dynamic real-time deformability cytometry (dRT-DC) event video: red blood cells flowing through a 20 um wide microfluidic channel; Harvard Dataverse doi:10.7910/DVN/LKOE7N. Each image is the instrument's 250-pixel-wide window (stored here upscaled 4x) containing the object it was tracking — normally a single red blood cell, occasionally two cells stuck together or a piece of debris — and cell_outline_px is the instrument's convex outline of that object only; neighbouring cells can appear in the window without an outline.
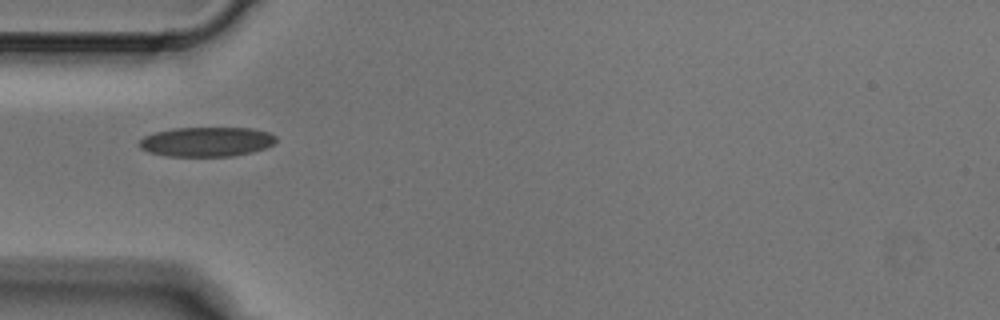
{"species": "Egyptian fruit bat (a non-hibernating species)", "species_latin": "Rousettus aegyptiacus", "temperature_condition": "cold", "stored_images_in_passage": 1, "camera_frame_rate_fps": 3000, "um_per_image_px": 0.085, "animal": {"sex": "male"}, "frame": {"image": 1, "passage_image": 1, "time_ms": 0.0, "image_size_px": [1000, 320], "cell_outline_px": [[276, 140], [272, 144], [264, 148], [252, 152], [232, 156], [164, 156], [148, 152], [140, 148], [136, 144], [144, 136], [156, 132], [172, 128], [252, 128], [268, 132], [276, 136]], "centroid_in_image_um": [17.51, 12.05], "position_along_channel_um": 67.5, "area_um2": 23.64}}